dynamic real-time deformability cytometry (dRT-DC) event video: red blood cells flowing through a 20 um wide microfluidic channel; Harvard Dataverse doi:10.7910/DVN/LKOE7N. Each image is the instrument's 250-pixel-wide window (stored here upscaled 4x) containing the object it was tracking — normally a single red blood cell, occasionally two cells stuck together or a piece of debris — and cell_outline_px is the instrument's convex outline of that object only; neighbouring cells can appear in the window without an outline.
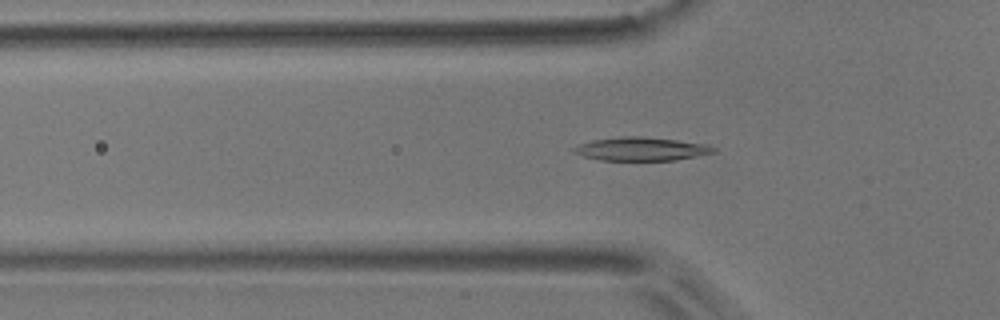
{"species": "common noctule bat (a hibernating species)", "species_latin": "Nyctalus noctula", "temperature_condition": "room temperature", "stored_images_in_passage": 42, "camera_frame_rate_fps": 3000, "um_per_image_px": 0.085, "animal": {"sex": "male", "body_mass_g": 17.9}, "frame": {"image": 1, "passage_image": 5, "time_ms": 1.333, "image_size_px": [1000, 320], "cell_outline_px": [[716, 152], [676, 160], [600, 160], [584, 156], [572, 152], [572, 148], [580, 144], [592, 140], [624, 136], [640, 136], [676, 140], [704, 144], [716, 148]], "centroid_in_image_um": [54.48, 12.66], "position_along_channel_um": 71.3, "area_um2": 18.9}}
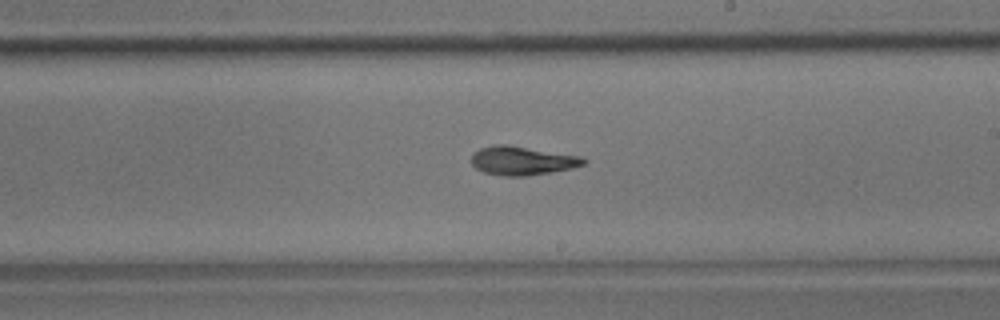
{"frame": {"image": 2, "passage_image": 19, "time_ms": 6.0, "image_size_px": [1000, 320], "cell_outline_px": [[588, 160], [584, 164], [572, 168], [552, 172], [524, 176], [504, 176], [484, 172], [476, 168], [472, 164], [472, 152], [480, 148], [496, 144], [508, 144], [584, 156]], "centroid_in_image_um": [44.42, 13.64], "position_along_channel_um": 244.6, "area_um2": 19.07}}
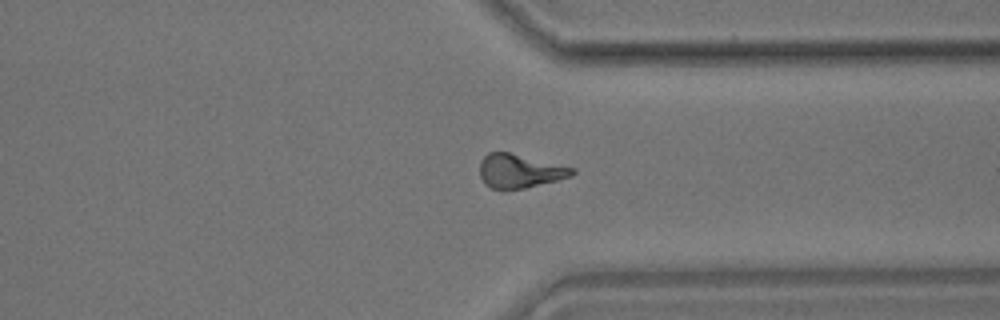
{"frame": {"image": 3, "passage_image": 29, "time_ms": 9.333, "image_size_px": [1000, 320], "cell_outline_px": [[576, 172], [572, 176], [524, 188], [504, 192], [492, 188], [484, 184], [480, 176], [480, 160], [488, 152], [508, 152], [576, 168]], "centroid_in_image_um": [44.14, 14.56], "position_along_channel_um": 367.3, "area_um2": 18.44}, "authors_computed_cell_mechanics": {"area_um2": 18.1492, "velocity_mm_per_s": 3.6922, "shape_relaxation_time_tau1_ms": 4.5498, "shape_relaxation_time_tau2_ms": 7.8438, "deformation_change_tau1": 0.1486, "deformation_change_tau2": 0.1489}}